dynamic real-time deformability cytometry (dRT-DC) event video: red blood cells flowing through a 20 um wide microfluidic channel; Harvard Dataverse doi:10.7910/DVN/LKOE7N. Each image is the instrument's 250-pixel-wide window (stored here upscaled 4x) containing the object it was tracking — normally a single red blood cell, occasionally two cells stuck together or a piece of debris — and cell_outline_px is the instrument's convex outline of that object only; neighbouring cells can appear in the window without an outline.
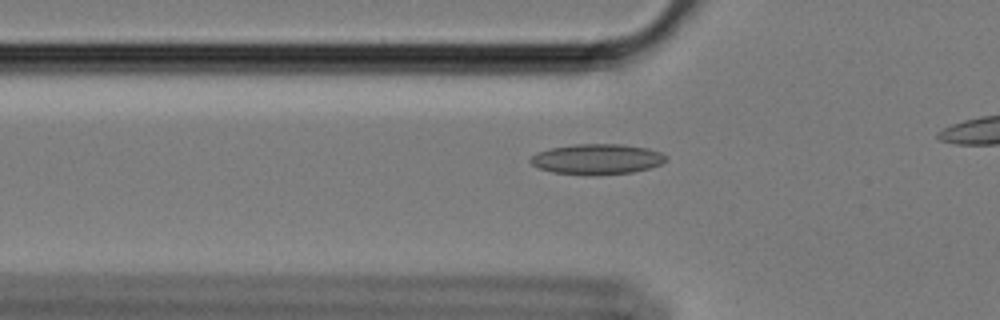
{"species": "Egyptian fruit bat (a non-hibernating species)", "species_latin": "Rousettus aegyptiacus", "temperature_condition": "cold", "stored_images_in_passage": 16, "camera_frame_rate_fps": 3000, "um_per_image_px": 0.085, "animal": {"sex": "female"}, "frame": {"image": 1, "passage_image": 14, "time_ms": 4.333, "image_size_px": [1000, 320], "cell_outline_px": [[668, 160], [660, 164], [648, 168], [632, 172], [552, 172], [540, 168], [532, 164], [528, 160], [536, 152], [548, 148], [572, 144], [624, 144], [648, 148], [660, 152], [668, 156]], "centroid_in_image_um": [50.76, 13.46], "position_along_channel_um": 75.0, "area_um2": 23.18}}